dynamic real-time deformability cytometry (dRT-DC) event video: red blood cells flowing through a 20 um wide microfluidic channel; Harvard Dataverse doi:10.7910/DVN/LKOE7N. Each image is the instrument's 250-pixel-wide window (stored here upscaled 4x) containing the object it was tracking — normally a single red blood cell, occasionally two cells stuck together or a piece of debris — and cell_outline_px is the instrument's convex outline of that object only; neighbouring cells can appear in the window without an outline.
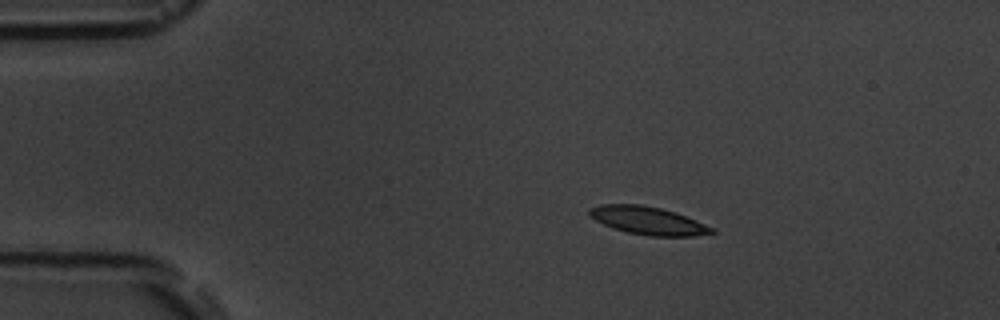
{"species": "common noctule bat (a hibernating species)", "species_latin": "Nyctalus noctula", "temperature_condition": "room temperature", "stored_images_in_passage": 3, "camera_frame_rate_fps": 3000, "um_per_image_px": 0.085, "animal": {"sex": "male", "body_mass_g": 19.5, "forearm_length_mm": 54.6}, "frame": {"image": 1, "passage_image": 1, "time_ms": 0.0, "image_size_px": [1000, 320], "cell_outline_px": [[716, 232], [692, 236], [648, 236], [628, 232], [612, 228], [588, 216], [588, 208], [600, 204], [640, 204], [660, 208], [676, 212], [696, 220], [712, 228]], "centroid_in_image_um": [55.03, 18.74], "position_along_channel_um": 30.0, "area_um2": 19.88}}
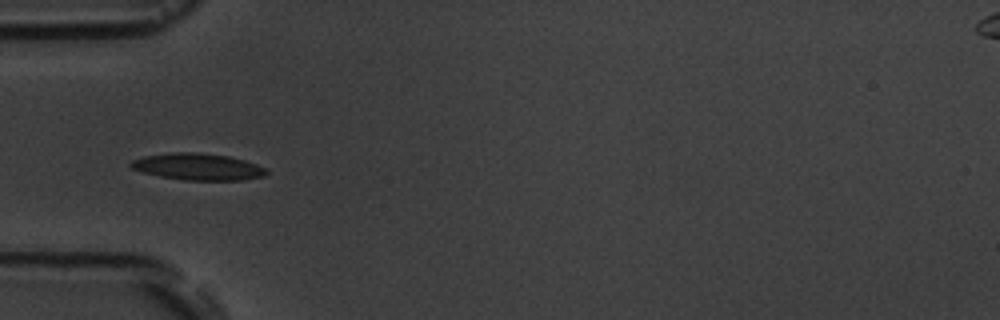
{"frame": {"image": 2, "passage_image": 3, "time_ms": 2.667, "image_size_px": [1000, 320], "cell_outline_px": [[268, 172], [264, 176], [240, 180], [184, 180], [160, 176], [144, 172], [132, 168], [128, 164], [132, 160], [144, 156], [168, 152], [200, 152], [228, 156], [244, 160], [256, 164], [264, 168]], "centroid_in_image_um": [16.8, 14.16], "position_along_channel_um": 68.2, "area_um2": 21.04}}